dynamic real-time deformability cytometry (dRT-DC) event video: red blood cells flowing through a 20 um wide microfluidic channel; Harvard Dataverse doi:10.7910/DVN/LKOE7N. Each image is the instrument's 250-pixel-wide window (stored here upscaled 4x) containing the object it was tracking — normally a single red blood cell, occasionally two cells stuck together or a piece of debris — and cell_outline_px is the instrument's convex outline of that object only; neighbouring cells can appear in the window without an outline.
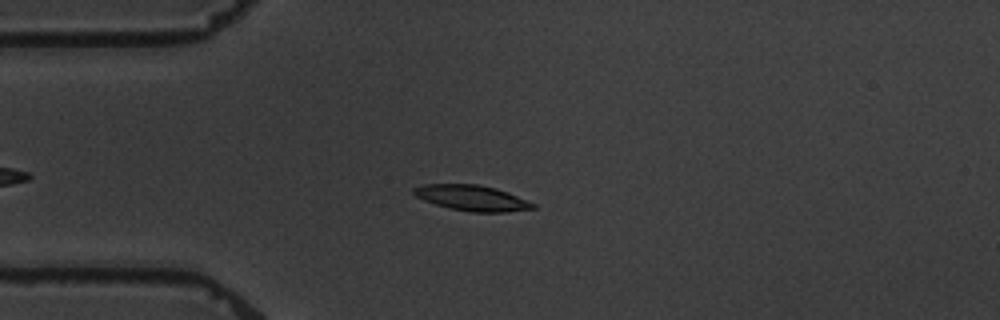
{"species": "common noctule bat (a hibernating species)", "species_latin": "Nyctalus noctula", "temperature_condition": "warm", "stored_images_in_passage": 7, "camera_frame_rate_fps": 3000, "um_per_image_px": 0.085, "animal": {"sex": "male", "body_mass_g": 19.5, "forearm_length_mm": 54.6}, "frame": {"image": 1, "passage_image": 5, "time_ms": 4.667, "image_size_px": [1000, 320], "cell_outline_px": [[536, 208], [504, 212], [472, 212], [448, 208], [424, 200], [416, 196], [412, 192], [412, 188], [424, 184], [480, 184], [496, 188], [508, 192], [536, 204]], "centroid_in_image_um": [40.11, 16.82], "position_along_channel_um": 44.9, "area_um2": 17.8}}
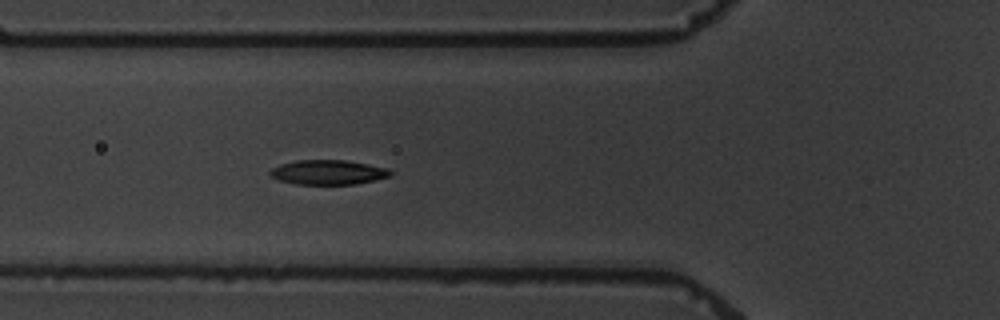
{"frame": {"image": 2, "passage_image": 7, "time_ms": 6.667, "image_size_px": [1000, 320], "cell_outline_px": [[392, 176], [376, 180], [356, 184], [296, 184], [280, 180], [272, 176], [268, 172], [272, 168], [280, 164], [296, 160], [344, 160], [368, 164], [388, 168], [392, 172]], "centroid_in_image_um": [27.92, 14.64], "position_along_channel_um": 97.9, "area_um2": 17.28}}